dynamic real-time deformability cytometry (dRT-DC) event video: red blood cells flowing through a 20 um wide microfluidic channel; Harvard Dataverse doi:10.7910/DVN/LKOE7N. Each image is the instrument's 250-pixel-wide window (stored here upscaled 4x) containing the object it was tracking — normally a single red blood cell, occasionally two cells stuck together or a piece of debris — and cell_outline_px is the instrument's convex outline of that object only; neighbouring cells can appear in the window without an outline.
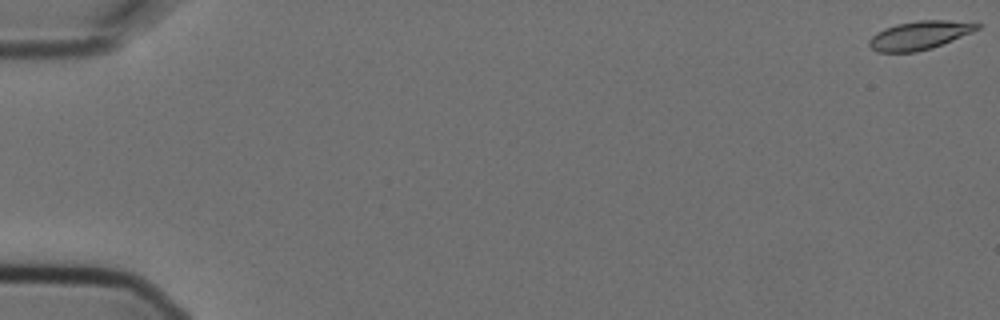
{"species": "Egyptian fruit bat (a non-hibernating species)", "species_latin": "Rousettus aegyptiacus", "temperature_condition": "cold", "stored_images_in_passage": 3, "camera_frame_rate_fps": 3000, "um_per_image_px": 0.085, "animal": {"sex": "female"}, "frame": {"image": 1, "passage_image": 1, "time_ms": 0.0, "image_size_px": [1000, 320], "cell_outline_px": [[984, 24], [980, 28], [972, 32], [932, 48], [916, 52], [876, 52], [868, 44], [868, 40], [876, 32], [884, 28], [896, 24], [920, 20], [944, 20]], "centroid_in_image_um": [78.14, 3.0], "position_along_channel_um": 6.9, "area_um2": 17.92}}